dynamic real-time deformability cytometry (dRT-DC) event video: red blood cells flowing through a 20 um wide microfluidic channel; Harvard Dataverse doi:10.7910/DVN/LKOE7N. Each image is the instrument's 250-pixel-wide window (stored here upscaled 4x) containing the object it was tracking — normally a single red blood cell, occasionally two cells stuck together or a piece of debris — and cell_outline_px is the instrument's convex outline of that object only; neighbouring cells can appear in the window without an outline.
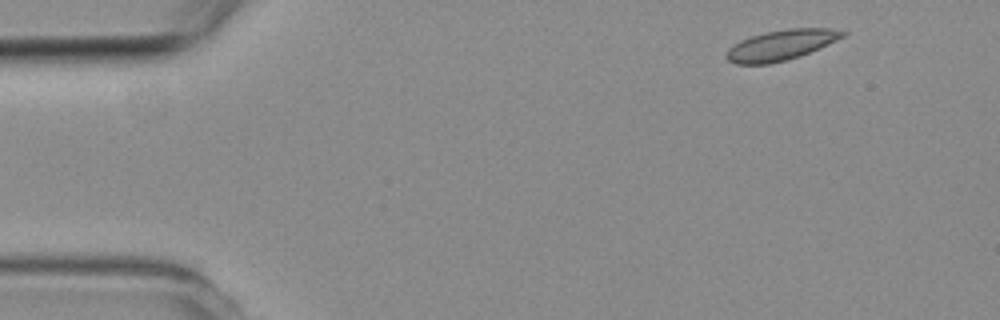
{"species": "common noctule bat (a hibernating species)", "species_latin": "Nyctalus noctula", "temperature_condition": "room temperature", "stored_images_in_passage": 4, "camera_frame_rate_fps": 3000, "um_per_image_px": 0.085, "animal": {"sex": "female", "body_mass_g": 19.3, "forearm_length_mm": 54.1}, "frame": {"image": 1, "passage_image": 1, "time_ms": 0.0, "image_size_px": [1000, 320], "cell_outline_px": [[848, 32], [844, 36], [836, 40], [800, 56], [768, 64], [736, 64], [728, 60], [728, 48], [740, 40], [752, 36], [768, 32], [788, 28], [828, 28]], "centroid_in_image_um": [66.39, 3.82], "position_along_channel_um": 18.6, "area_um2": 20.11}}
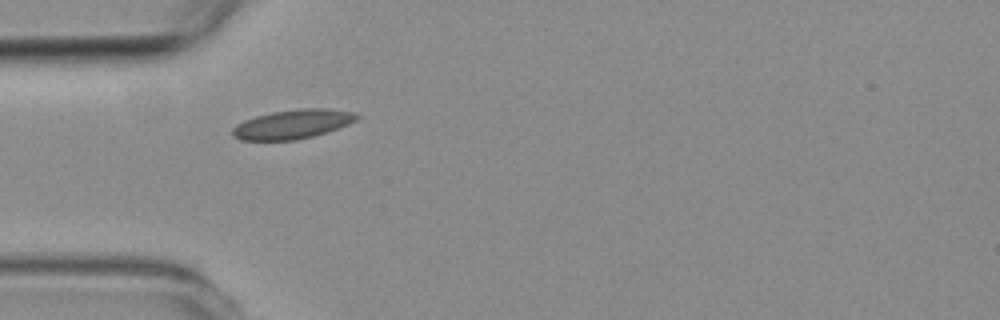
{"frame": {"image": 2, "passage_image": 3, "time_ms": 3.333, "image_size_px": [1000, 320], "cell_outline_px": [[360, 116], [356, 120], [348, 124], [312, 136], [296, 140], [240, 140], [232, 136], [232, 128], [236, 124], [244, 120], [256, 116], [272, 112], [300, 108], [328, 108], [356, 112]], "centroid_in_image_um": [24.86, 10.54], "position_along_channel_um": 60.1, "area_um2": 21.1}}
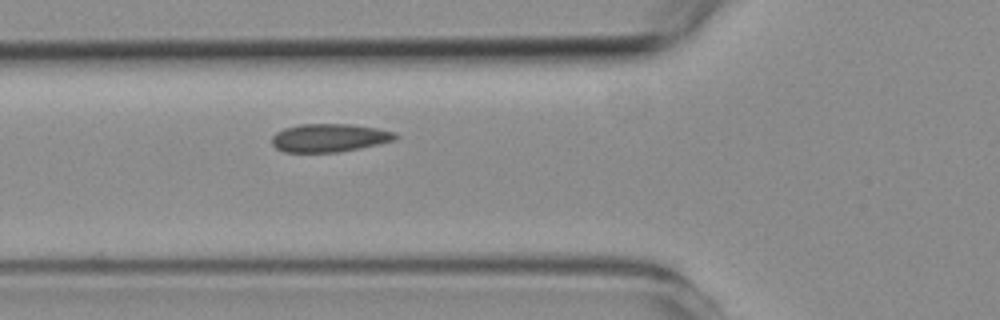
{"frame": {"image": 3, "passage_image": 4, "time_ms": 4.333, "image_size_px": [1000, 320], "cell_outline_px": [[400, 136], [396, 140], [380, 144], [340, 152], [284, 152], [276, 148], [272, 144], [272, 136], [276, 132], [284, 128], [300, 124], [352, 124], [376, 128], [396, 132]], "centroid_in_image_um": [28.03, 11.71], "position_along_channel_um": 97.8, "area_um2": 20.52}}